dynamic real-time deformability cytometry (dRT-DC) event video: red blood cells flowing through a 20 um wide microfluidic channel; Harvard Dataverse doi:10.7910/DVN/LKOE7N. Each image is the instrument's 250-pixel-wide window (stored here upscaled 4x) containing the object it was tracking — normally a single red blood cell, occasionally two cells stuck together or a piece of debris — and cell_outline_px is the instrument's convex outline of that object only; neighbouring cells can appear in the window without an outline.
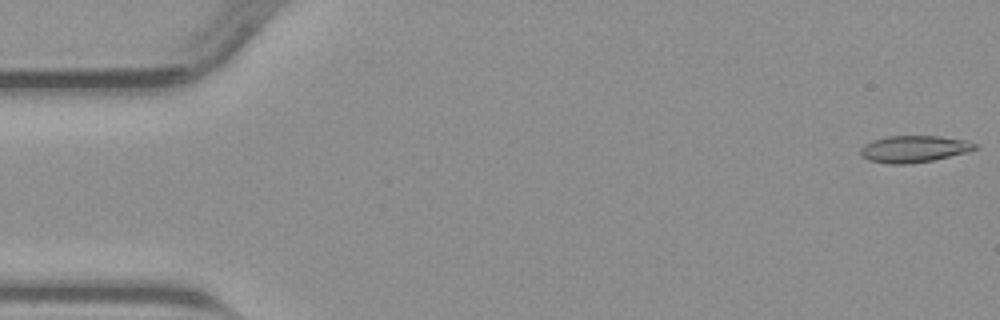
{"species": "common noctule bat (a hibernating species)", "species_latin": "Nyctalus noctula", "temperature_condition": "warm", "stored_images_in_passage": 50, "camera_frame_rate_fps": 3000, "um_per_image_px": 0.085, "animal": {"sex": "male", "body_mass_g": 23.1, "forearm_length_mm": 52.7}, "frame": {"image": 1, "passage_image": 1, "time_ms": 0.0, "image_size_px": [1000, 320], "cell_outline_px": [[980, 148], [932, 160], [908, 164], [888, 164], [868, 160], [860, 156], [860, 148], [864, 144], [872, 140], [888, 136], [940, 136], [968, 140], [976, 144]], "centroid_in_image_um": [77.65, 12.65], "position_along_channel_um": 7.4, "area_um2": 17.92}}
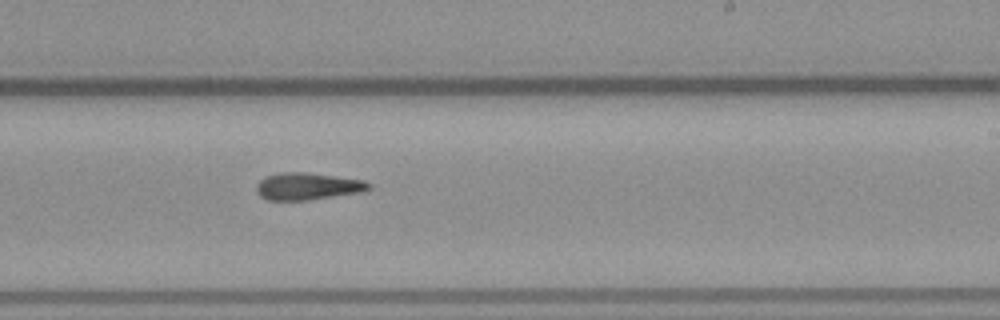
{"frame": {"image": 2, "passage_image": 30, "time_ms": 9.667, "image_size_px": [1000, 320], "cell_outline_px": [[372, 188], [364, 192], [308, 200], [268, 200], [260, 196], [256, 192], [256, 184], [264, 176], [280, 172], [304, 172], [336, 176], [364, 180], [372, 184]], "centroid_in_image_um": [26.16, 15.83], "position_along_channel_um": 262.8, "area_um2": 18.03}}
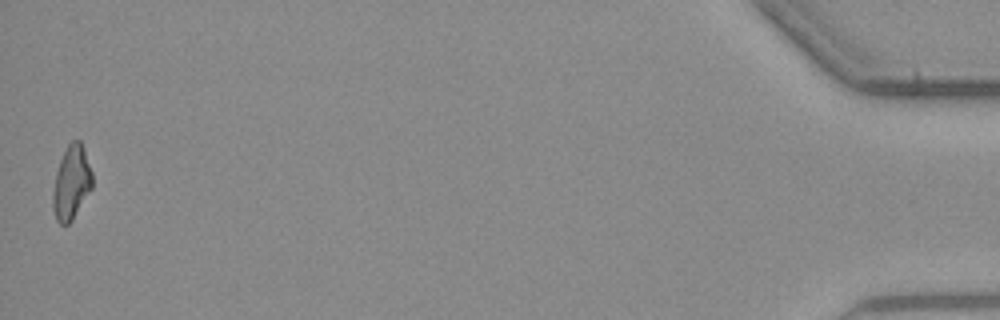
{"frame": {"image": 3, "passage_image": 50, "time_ms": 16.333, "image_size_px": [1000, 320], "cell_outline_px": [[92, 188], [72, 220], [68, 224], [60, 224], [56, 220], [52, 208], [52, 192], [56, 172], [60, 160], [68, 144], [72, 140], [80, 140], [84, 148], [92, 172]], "centroid_in_image_um": [6.06, 15.53], "position_along_channel_um": 429.1, "area_um2": 16.99}}